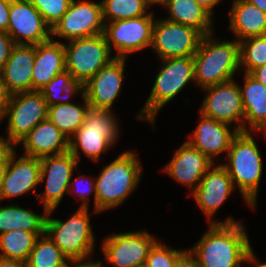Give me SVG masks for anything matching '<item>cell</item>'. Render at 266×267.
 I'll return each instance as SVG.
<instances>
[{"label":"cell","instance_id":"5b68a950","mask_svg":"<svg viewBox=\"0 0 266 267\" xmlns=\"http://www.w3.org/2000/svg\"><path fill=\"white\" fill-rule=\"evenodd\" d=\"M114 115L111 109L88 106L82 127L69 139V151L77 161L80 159L79 148L97 162L102 152L117 141L119 128Z\"/></svg>","mask_w":266,"mask_h":267},{"label":"cell","instance_id":"ee69618b","mask_svg":"<svg viewBox=\"0 0 266 267\" xmlns=\"http://www.w3.org/2000/svg\"><path fill=\"white\" fill-rule=\"evenodd\" d=\"M0 267H26V265L19 260L0 258Z\"/></svg>","mask_w":266,"mask_h":267},{"label":"cell","instance_id":"d4e9b609","mask_svg":"<svg viewBox=\"0 0 266 267\" xmlns=\"http://www.w3.org/2000/svg\"><path fill=\"white\" fill-rule=\"evenodd\" d=\"M244 77V87H239L244 109V132H248L247 122L250 130L266 134V86L249 73H245Z\"/></svg>","mask_w":266,"mask_h":267},{"label":"cell","instance_id":"83f0119b","mask_svg":"<svg viewBox=\"0 0 266 267\" xmlns=\"http://www.w3.org/2000/svg\"><path fill=\"white\" fill-rule=\"evenodd\" d=\"M45 215L34 214L19 206H0V235L15 229L34 233L37 237L45 233Z\"/></svg>","mask_w":266,"mask_h":267},{"label":"cell","instance_id":"f1b7e54d","mask_svg":"<svg viewBox=\"0 0 266 267\" xmlns=\"http://www.w3.org/2000/svg\"><path fill=\"white\" fill-rule=\"evenodd\" d=\"M84 106L70 104H55L48 106V119L67 137L79 130L84 122L86 109L89 106L85 94H82Z\"/></svg>","mask_w":266,"mask_h":267},{"label":"cell","instance_id":"6da1fadb","mask_svg":"<svg viewBox=\"0 0 266 267\" xmlns=\"http://www.w3.org/2000/svg\"><path fill=\"white\" fill-rule=\"evenodd\" d=\"M187 253L199 267H240L241 262H258L244 226L232 218L211 221L207 233Z\"/></svg>","mask_w":266,"mask_h":267},{"label":"cell","instance_id":"bcb514c9","mask_svg":"<svg viewBox=\"0 0 266 267\" xmlns=\"http://www.w3.org/2000/svg\"><path fill=\"white\" fill-rule=\"evenodd\" d=\"M85 261H86L85 259L69 260L66 267H70L71 263L74 264L72 265V267H92V262H85Z\"/></svg>","mask_w":266,"mask_h":267},{"label":"cell","instance_id":"f907efd6","mask_svg":"<svg viewBox=\"0 0 266 267\" xmlns=\"http://www.w3.org/2000/svg\"><path fill=\"white\" fill-rule=\"evenodd\" d=\"M92 267H104L103 264L100 261L92 262Z\"/></svg>","mask_w":266,"mask_h":267},{"label":"cell","instance_id":"9c48e42d","mask_svg":"<svg viewBox=\"0 0 266 267\" xmlns=\"http://www.w3.org/2000/svg\"><path fill=\"white\" fill-rule=\"evenodd\" d=\"M8 117L7 139L18 145L42 120L48 118V105L40 91L12 94L2 117Z\"/></svg>","mask_w":266,"mask_h":267},{"label":"cell","instance_id":"ffe728a7","mask_svg":"<svg viewBox=\"0 0 266 267\" xmlns=\"http://www.w3.org/2000/svg\"><path fill=\"white\" fill-rule=\"evenodd\" d=\"M233 189L232 178L221 164L215 168L212 165L192 193L197 205L210 221V217L225 202Z\"/></svg>","mask_w":266,"mask_h":267},{"label":"cell","instance_id":"44dd1931","mask_svg":"<svg viewBox=\"0 0 266 267\" xmlns=\"http://www.w3.org/2000/svg\"><path fill=\"white\" fill-rule=\"evenodd\" d=\"M201 121L188 142L214 162V157L228 152L233 139L240 131L235 127L230 132L229 124L214 120L201 114Z\"/></svg>","mask_w":266,"mask_h":267},{"label":"cell","instance_id":"603a6c76","mask_svg":"<svg viewBox=\"0 0 266 267\" xmlns=\"http://www.w3.org/2000/svg\"><path fill=\"white\" fill-rule=\"evenodd\" d=\"M35 45L16 44L1 71L8 90L12 93L32 91V72Z\"/></svg>","mask_w":266,"mask_h":267},{"label":"cell","instance_id":"ab89813d","mask_svg":"<svg viewBox=\"0 0 266 267\" xmlns=\"http://www.w3.org/2000/svg\"><path fill=\"white\" fill-rule=\"evenodd\" d=\"M11 0H0V32H7Z\"/></svg>","mask_w":266,"mask_h":267},{"label":"cell","instance_id":"9a60e30c","mask_svg":"<svg viewBox=\"0 0 266 267\" xmlns=\"http://www.w3.org/2000/svg\"><path fill=\"white\" fill-rule=\"evenodd\" d=\"M203 90L207 92V96L203 100L200 114L229 125L238 122L236 128L244 132L241 91L234 79L205 87Z\"/></svg>","mask_w":266,"mask_h":267},{"label":"cell","instance_id":"7c38bea8","mask_svg":"<svg viewBox=\"0 0 266 267\" xmlns=\"http://www.w3.org/2000/svg\"><path fill=\"white\" fill-rule=\"evenodd\" d=\"M203 35L195 28L159 19L154 22L151 47L161 59L194 56Z\"/></svg>","mask_w":266,"mask_h":267},{"label":"cell","instance_id":"4316f807","mask_svg":"<svg viewBox=\"0 0 266 267\" xmlns=\"http://www.w3.org/2000/svg\"><path fill=\"white\" fill-rule=\"evenodd\" d=\"M168 9L167 20L197 29L203 36L213 34L212 16L195 0H164Z\"/></svg>","mask_w":266,"mask_h":267},{"label":"cell","instance_id":"5bb4252c","mask_svg":"<svg viewBox=\"0 0 266 267\" xmlns=\"http://www.w3.org/2000/svg\"><path fill=\"white\" fill-rule=\"evenodd\" d=\"M156 242L147 230L114 233L104 239L102 250L113 267H143Z\"/></svg>","mask_w":266,"mask_h":267},{"label":"cell","instance_id":"8992f818","mask_svg":"<svg viewBox=\"0 0 266 267\" xmlns=\"http://www.w3.org/2000/svg\"><path fill=\"white\" fill-rule=\"evenodd\" d=\"M163 67L156 76L155 83L144 108L137 118L154 123L157 113L170 102L189 81H195L193 56L162 59Z\"/></svg>","mask_w":266,"mask_h":267},{"label":"cell","instance_id":"30bf717a","mask_svg":"<svg viewBox=\"0 0 266 267\" xmlns=\"http://www.w3.org/2000/svg\"><path fill=\"white\" fill-rule=\"evenodd\" d=\"M155 19L152 12L136 18L105 22L104 36L110 47L117 50L116 58H126L135 51L151 47Z\"/></svg>","mask_w":266,"mask_h":267},{"label":"cell","instance_id":"816d5d0a","mask_svg":"<svg viewBox=\"0 0 266 267\" xmlns=\"http://www.w3.org/2000/svg\"><path fill=\"white\" fill-rule=\"evenodd\" d=\"M256 267H266V263H263V264H257V266Z\"/></svg>","mask_w":266,"mask_h":267},{"label":"cell","instance_id":"b9f144b4","mask_svg":"<svg viewBox=\"0 0 266 267\" xmlns=\"http://www.w3.org/2000/svg\"><path fill=\"white\" fill-rule=\"evenodd\" d=\"M249 74L266 86V64L253 69Z\"/></svg>","mask_w":266,"mask_h":267},{"label":"cell","instance_id":"d590c367","mask_svg":"<svg viewBox=\"0 0 266 267\" xmlns=\"http://www.w3.org/2000/svg\"><path fill=\"white\" fill-rule=\"evenodd\" d=\"M52 29L67 12L72 0H29Z\"/></svg>","mask_w":266,"mask_h":267},{"label":"cell","instance_id":"ba28073f","mask_svg":"<svg viewBox=\"0 0 266 267\" xmlns=\"http://www.w3.org/2000/svg\"><path fill=\"white\" fill-rule=\"evenodd\" d=\"M65 48V69L83 85L109 64L111 50L104 34L69 41Z\"/></svg>","mask_w":266,"mask_h":267},{"label":"cell","instance_id":"836d02e7","mask_svg":"<svg viewBox=\"0 0 266 267\" xmlns=\"http://www.w3.org/2000/svg\"><path fill=\"white\" fill-rule=\"evenodd\" d=\"M240 66L245 73L266 64V35L250 37L239 42Z\"/></svg>","mask_w":266,"mask_h":267},{"label":"cell","instance_id":"1f68e13d","mask_svg":"<svg viewBox=\"0 0 266 267\" xmlns=\"http://www.w3.org/2000/svg\"><path fill=\"white\" fill-rule=\"evenodd\" d=\"M39 91L45 98L48 106L55 104H70L69 101L64 100L70 98L71 94H77L78 92L82 95L84 93V85L79 80H75L72 74L65 70L64 72L56 75ZM59 93L64 95V97L66 96L67 99H64V97H62Z\"/></svg>","mask_w":266,"mask_h":267},{"label":"cell","instance_id":"7402d4cb","mask_svg":"<svg viewBox=\"0 0 266 267\" xmlns=\"http://www.w3.org/2000/svg\"><path fill=\"white\" fill-rule=\"evenodd\" d=\"M20 143L24 155L43 158L69 151V139L47 118L34 127Z\"/></svg>","mask_w":266,"mask_h":267},{"label":"cell","instance_id":"681fc988","mask_svg":"<svg viewBox=\"0 0 266 267\" xmlns=\"http://www.w3.org/2000/svg\"><path fill=\"white\" fill-rule=\"evenodd\" d=\"M151 5L152 4H162L164 0H147Z\"/></svg>","mask_w":266,"mask_h":267},{"label":"cell","instance_id":"52a82bcc","mask_svg":"<svg viewBox=\"0 0 266 267\" xmlns=\"http://www.w3.org/2000/svg\"><path fill=\"white\" fill-rule=\"evenodd\" d=\"M51 213H47L45 233L70 260H88L95 242L88 208L80 207L66 222L49 217Z\"/></svg>","mask_w":266,"mask_h":267},{"label":"cell","instance_id":"e575fe53","mask_svg":"<svg viewBox=\"0 0 266 267\" xmlns=\"http://www.w3.org/2000/svg\"><path fill=\"white\" fill-rule=\"evenodd\" d=\"M187 250H174L167 245L156 242L148 253L145 267H175Z\"/></svg>","mask_w":266,"mask_h":267},{"label":"cell","instance_id":"f546056e","mask_svg":"<svg viewBox=\"0 0 266 267\" xmlns=\"http://www.w3.org/2000/svg\"><path fill=\"white\" fill-rule=\"evenodd\" d=\"M37 236L34 233L15 229L0 235V258L26 262Z\"/></svg>","mask_w":266,"mask_h":267},{"label":"cell","instance_id":"e0dca14e","mask_svg":"<svg viewBox=\"0 0 266 267\" xmlns=\"http://www.w3.org/2000/svg\"><path fill=\"white\" fill-rule=\"evenodd\" d=\"M126 58L113 59L84 84V94L89 106L112 109L121 92Z\"/></svg>","mask_w":266,"mask_h":267},{"label":"cell","instance_id":"ac0fdd59","mask_svg":"<svg viewBox=\"0 0 266 267\" xmlns=\"http://www.w3.org/2000/svg\"><path fill=\"white\" fill-rule=\"evenodd\" d=\"M40 183V158L23 155L16 161L15 149L9 154L0 190V200L21 196Z\"/></svg>","mask_w":266,"mask_h":267},{"label":"cell","instance_id":"c3c4849f","mask_svg":"<svg viewBox=\"0 0 266 267\" xmlns=\"http://www.w3.org/2000/svg\"><path fill=\"white\" fill-rule=\"evenodd\" d=\"M6 164L7 162H0V190H1L2 181H3L5 169H6Z\"/></svg>","mask_w":266,"mask_h":267},{"label":"cell","instance_id":"4fadbf2b","mask_svg":"<svg viewBox=\"0 0 266 267\" xmlns=\"http://www.w3.org/2000/svg\"><path fill=\"white\" fill-rule=\"evenodd\" d=\"M104 26L101 2L72 0L67 12L51 29V35L71 41L103 34Z\"/></svg>","mask_w":266,"mask_h":267},{"label":"cell","instance_id":"d6986e66","mask_svg":"<svg viewBox=\"0 0 266 267\" xmlns=\"http://www.w3.org/2000/svg\"><path fill=\"white\" fill-rule=\"evenodd\" d=\"M212 165V160L186 141L176 150L164 170L174 180L193 188L194 191Z\"/></svg>","mask_w":266,"mask_h":267},{"label":"cell","instance_id":"8fae6325","mask_svg":"<svg viewBox=\"0 0 266 267\" xmlns=\"http://www.w3.org/2000/svg\"><path fill=\"white\" fill-rule=\"evenodd\" d=\"M77 164V159L70 151L40 158V183L47 176L46 186L43 195L36 193L35 196H42L45 213L53 212L65 194L71 195L69 187Z\"/></svg>","mask_w":266,"mask_h":267},{"label":"cell","instance_id":"484cf974","mask_svg":"<svg viewBox=\"0 0 266 267\" xmlns=\"http://www.w3.org/2000/svg\"><path fill=\"white\" fill-rule=\"evenodd\" d=\"M229 28L237 41L266 35V13L246 0H233Z\"/></svg>","mask_w":266,"mask_h":267},{"label":"cell","instance_id":"d6a6232c","mask_svg":"<svg viewBox=\"0 0 266 267\" xmlns=\"http://www.w3.org/2000/svg\"><path fill=\"white\" fill-rule=\"evenodd\" d=\"M101 3L104 22L108 17V22H113L147 15L151 6L147 0H102Z\"/></svg>","mask_w":266,"mask_h":267},{"label":"cell","instance_id":"74e56055","mask_svg":"<svg viewBox=\"0 0 266 267\" xmlns=\"http://www.w3.org/2000/svg\"><path fill=\"white\" fill-rule=\"evenodd\" d=\"M15 45L12 37L7 32H0V72L3 70Z\"/></svg>","mask_w":266,"mask_h":267},{"label":"cell","instance_id":"4dcf8cb0","mask_svg":"<svg viewBox=\"0 0 266 267\" xmlns=\"http://www.w3.org/2000/svg\"><path fill=\"white\" fill-rule=\"evenodd\" d=\"M69 260L49 236L44 233L37 237L25 265L26 267H66Z\"/></svg>","mask_w":266,"mask_h":267},{"label":"cell","instance_id":"2e32d148","mask_svg":"<svg viewBox=\"0 0 266 267\" xmlns=\"http://www.w3.org/2000/svg\"><path fill=\"white\" fill-rule=\"evenodd\" d=\"M7 33L15 44L37 45L54 38L51 28L29 0H11Z\"/></svg>","mask_w":266,"mask_h":267},{"label":"cell","instance_id":"277c9868","mask_svg":"<svg viewBox=\"0 0 266 267\" xmlns=\"http://www.w3.org/2000/svg\"><path fill=\"white\" fill-rule=\"evenodd\" d=\"M227 153L228 162L222 165L232 178L233 186L235 187V183L238 186L244 202L255 208L263 169L256 141L249 131L239 132Z\"/></svg>","mask_w":266,"mask_h":267},{"label":"cell","instance_id":"7a4b0ae2","mask_svg":"<svg viewBox=\"0 0 266 267\" xmlns=\"http://www.w3.org/2000/svg\"><path fill=\"white\" fill-rule=\"evenodd\" d=\"M139 161L132 151H126L103 167L95 180L94 213L116 208L135 191L142 171Z\"/></svg>","mask_w":266,"mask_h":267},{"label":"cell","instance_id":"7dc6e473","mask_svg":"<svg viewBox=\"0 0 266 267\" xmlns=\"http://www.w3.org/2000/svg\"><path fill=\"white\" fill-rule=\"evenodd\" d=\"M266 13V0H246Z\"/></svg>","mask_w":266,"mask_h":267},{"label":"cell","instance_id":"7bdbcfd3","mask_svg":"<svg viewBox=\"0 0 266 267\" xmlns=\"http://www.w3.org/2000/svg\"><path fill=\"white\" fill-rule=\"evenodd\" d=\"M175 267H199L196 261L186 253L176 264Z\"/></svg>","mask_w":266,"mask_h":267},{"label":"cell","instance_id":"cb8c5ba5","mask_svg":"<svg viewBox=\"0 0 266 267\" xmlns=\"http://www.w3.org/2000/svg\"><path fill=\"white\" fill-rule=\"evenodd\" d=\"M65 70V48L62 42L50 39L35 45L32 90L39 91Z\"/></svg>","mask_w":266,"mask_h":267},{"label":"cell","instance_id":"3957f363","mask_svg":"<svg viewBox=\"0 0 266 267\" xmlns=\"http://www.w3.org/2000/svg\"><path fill=\"white\" fill-rule=\"evenodd\" d=\"M212 35L202 37L193 56L195 81L202 89L232 80L240 67L239 41L217 42Z\"/></svg>","mask_w":266,"mask_h":267},{"label":"cell","instance_id":"8d00e7d4","mask_svg":"<svg viewBox=\"0 0 266 267\" xmlns=\"http://www.w3.org/2000/svg\"><path fill=\"white\" fill-rule=\"evenodd\" d=\"M81 180H83V181L85 180L84 175L83 176L81 175V176L77 177L76 180L72 182L73 183L72 185H73V189L75 188L74 186H76V189H74V191L80 197V201H83V203L81 204L80 207L88 208L89 200H87V196L90 195L91 192H93V191H94V204L96 202L95 182L93 183V182H91V180H88V183H87L88 185H86L87 187L80 188L81 187L80 185H82L80 183ZM86 182H87V180H86ZM77 188H78V190H77Z\"/></svg>","mask_w":266,"mask_h":267},{"label":"cell","instance_id":"60d3db41","mask_svg":"<svg viewBox=\"0 0 266 267\" xmlns=\"http://www.w3.org/2000/svg\"><path fill=\"white\" fill-rule=\"evenodd\" d=\"M10 141L0 137V162H7L9 154L14 150Z\"/></svg>","mask_w":266,"mask_h":267},{"label":"cell","instance_id":"f35d334b","mask_svg":"<svg viewBox=\"0 0 266 267\" xmlns=\"http://www.w3.org/2000/svg\"><path fill=\"white\" fill-rule=\"evenodd\" d=\"M12 93L8 90L3 75L0 72V118L4 114L9 101L11 100Z\"/></svg>","mask_w":266,"mask_h":267},{"label":"cell","instance_id":"f6af8a7d","mask_svg":"<svg viewBox=\"0 0 266 267\" xmlns=\"http://www.w3.org/2000/svg\"><path fill=\"white\" fill-rule=\"evenodd\" d=\"M204 9H206L211 15L213 14V7L217 5L220 0H195Z\"/></svg>","mask_w":266,"mask_h":267}]
</instances>
